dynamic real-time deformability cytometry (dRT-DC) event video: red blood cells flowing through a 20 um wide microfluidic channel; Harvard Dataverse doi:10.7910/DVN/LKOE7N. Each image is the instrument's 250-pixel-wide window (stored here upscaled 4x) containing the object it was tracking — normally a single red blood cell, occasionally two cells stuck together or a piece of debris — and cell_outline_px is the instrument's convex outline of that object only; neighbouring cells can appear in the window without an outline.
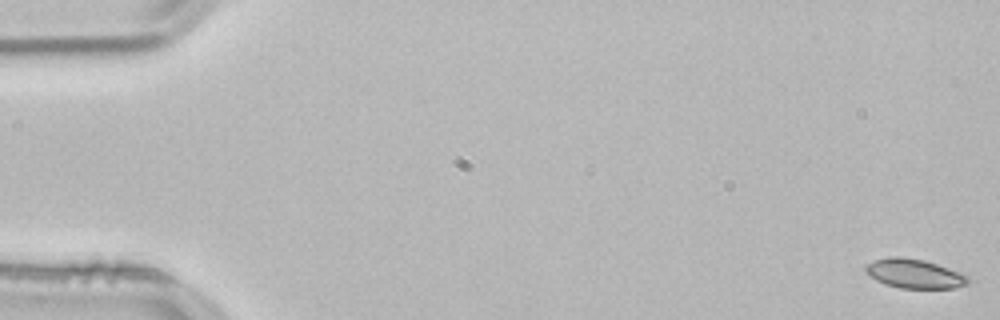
{"species": "common noctule bat (a hibernating species)", "species_latin": "Nyctalus noctula", "temperature_condition": "room temperature", "stored_images_in_passage": 18, "camera_frame_rate_fps": 3000, "um_per_image_px": 0.085, "animal": {"sex": "male", "body_mass_g": 21.5, "forearm_length_mm": 52.0}, "frame": {"image": 1, "passage_image": 1, "time_ms": 0.0, "image_size_px": [1000, 320], "cell_outline_px": [[972, 280], [968, 284], [956, 288], [900, 288], [884, 284], [868, 276], [864, 272], [864, 268], [868, 264], [876, 260], [888, 256], [900, 256], [924, 260], [948, 268], [968, 276]], "centroid_in_image_um": [77.71, 23.27], "position_along_channel_um": 7.3, "area_um2": 17.57}}